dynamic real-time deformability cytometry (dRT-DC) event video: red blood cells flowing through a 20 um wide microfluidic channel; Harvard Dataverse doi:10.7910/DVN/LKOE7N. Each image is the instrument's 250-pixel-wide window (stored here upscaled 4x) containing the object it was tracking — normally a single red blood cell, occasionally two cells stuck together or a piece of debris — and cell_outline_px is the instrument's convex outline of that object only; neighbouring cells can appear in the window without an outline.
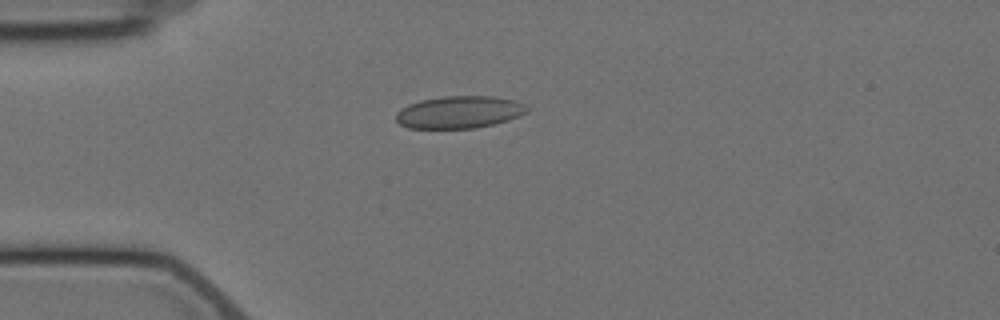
{"species": "Egyptian fruit bat (a non-hibernating species)", "species_latin": "Rousettus aegyptiacus", "temperature_condition": "cold", "stored_images_in_passage": 2, "camera_frame_rate_fps": 3000, "um_per_image_px": 0.085, "animal": {"sex": "female"}, "frame": {"image": 1, "passage_image": 2, "time_ms": 1.333, "image_size_px": [1000, 320], "cell_outline_px": [[528, 112], [520, 116], [508, 120], [476, 128], [408, 128], [400, 124], [396, 120], [396, 112], [400, 108], [408, 104], [420, 100], [444, 96], [492, 96], [516, 100], [524, 104], [528, 108]], "centroid_in_image_um": [39.04, 9.53], "position_along_channel_um": 46.0, "area_um2": 24.8}}